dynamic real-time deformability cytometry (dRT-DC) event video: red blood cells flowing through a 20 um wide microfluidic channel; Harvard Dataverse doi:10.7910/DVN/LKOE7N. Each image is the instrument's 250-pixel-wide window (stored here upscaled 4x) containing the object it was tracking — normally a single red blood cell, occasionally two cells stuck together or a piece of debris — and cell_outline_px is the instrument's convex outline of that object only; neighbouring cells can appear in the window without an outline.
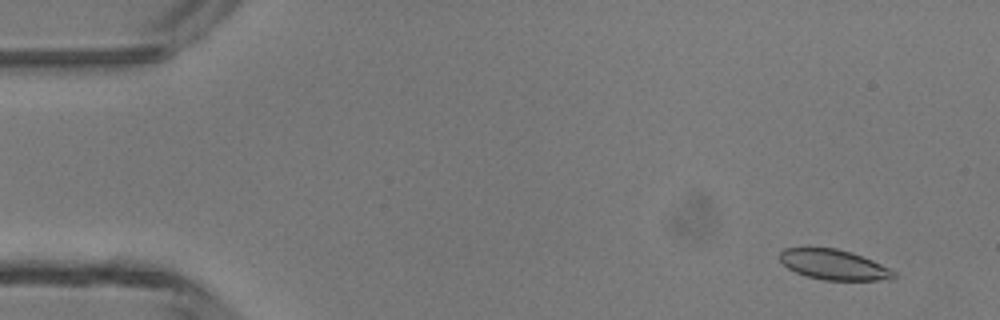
{"species": "common noctule bat (a hibernating species)", "species_latin": "Nyctalus noctula", "temperature_condition": "room temperature", "stored_images_in_passage": 48, "camera_frame_rate_fps": 3000, "um_per_image_px": 0.085, "animal": {"sex": "male", "body_mass_g": 13.3}, "frame": {"image": 1, "passage_image": 4, "time_ms": 1.0, "image_size_px": [1000, 320], "cell_outline_px": [[896, 276], [892, 280], [824, 280], [808, 276], [796, 272], [788, 268], [780, 260], [780, 252], [784, 248], [836, 248], [852, 252], [872, 260], [896, 272]], "centroid_in_image_um": [70.9, 22.5], "position_along_channel_um": 14.1, "area_um2": 19.94}}
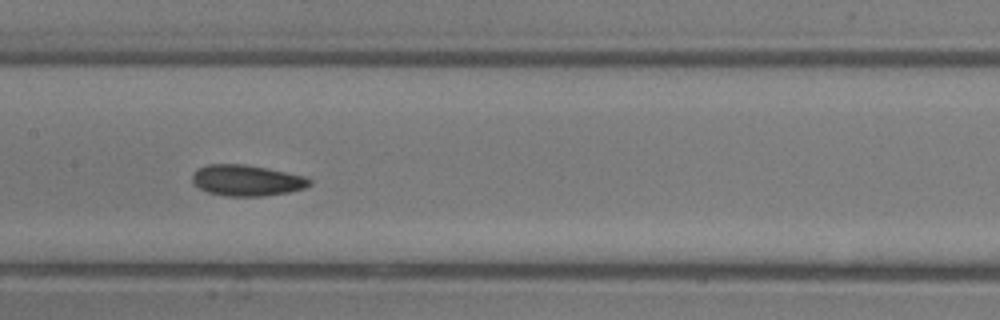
{"frame": {"image": 2, "passage_image": 24, "time_ms": 7.667, "image_size_px": [1000, 320], "cell_outline_px": [[312, 184], [304, 188], [288, 192], [264, 196], [224, 196], [208, 192], [200, 188], [192, 180], [192, 176], [196, 168], [208, 164], [244, 164], [268, 168], [308, 176], [312, 180]], "centroid_in_image_um": [21.01, 15.32], "position_along_channel_um": 186.4, "area_um2": 21.39}}
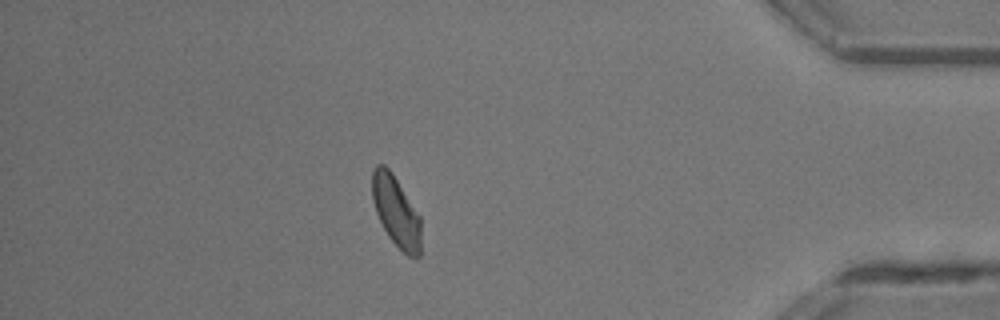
{"frame": {"image": 3, "passage_image": 42, "time_ms": 13.667, "image_size_px": [1000, 320], "cell_outline_px": [[420, 256], [408, 256], [388, 236], [376, 212], [372, 200], [372, 172], [376, 164], [384, 164], [392, 172], [420, 216]], "centroid_in_image_um": [33.65, 17.93], "position_along_channel_um": 401.6, "area_um2": 19.83}, "authors_computed_cell_mechanics": {"area_um2": 20.8658, "velocity_mm_per_s": 4.3177, "shape_relaxation_time_tau1_ms": 3.3809, "shape_relaxation_time_tau2_ms": 4.9941, "deformation_change_tau1": 0.0928, "deformation_change_tau2": 0.0837}}